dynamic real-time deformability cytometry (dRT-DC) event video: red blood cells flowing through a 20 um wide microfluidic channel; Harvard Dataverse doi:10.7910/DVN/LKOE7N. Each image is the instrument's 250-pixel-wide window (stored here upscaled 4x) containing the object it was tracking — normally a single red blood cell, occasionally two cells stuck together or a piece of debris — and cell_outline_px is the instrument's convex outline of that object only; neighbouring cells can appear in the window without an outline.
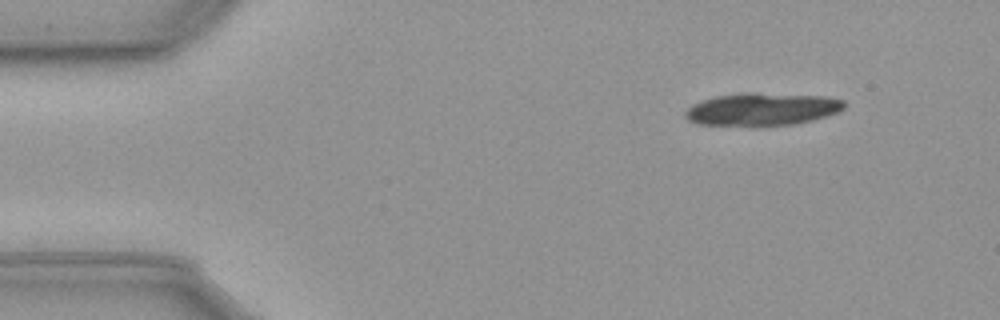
{"species": "common noctule bat (a hibernating species)", "species_latin": "Nyctalus noctula", "temperature_condition": "cold", "stored_images_in_passage": 13, "camera_frame_rate_fps": 3000, "um_per_image_px": 0.085, "animal": {"sex": "male", "body_mass_g": 23.1, "forearm_length_mm": 52.7}, "frame": {"image": 1, "passage_image": 1, "time_ms": 0.0, "image_size_px": [1000, 320], "cell_outline_px": [[844, 108], [828, 116], [812, 120], [792, 124], [700, 124], [688, 120], [684, 116], [684, 112], [688, 108], [704, 100], [720, 96], [824, 96], [844, 100]], "centroid_in_image_um": [64.82, 9.33], "position_along_channel_um": 20.2, "area_um2": 27.8}}